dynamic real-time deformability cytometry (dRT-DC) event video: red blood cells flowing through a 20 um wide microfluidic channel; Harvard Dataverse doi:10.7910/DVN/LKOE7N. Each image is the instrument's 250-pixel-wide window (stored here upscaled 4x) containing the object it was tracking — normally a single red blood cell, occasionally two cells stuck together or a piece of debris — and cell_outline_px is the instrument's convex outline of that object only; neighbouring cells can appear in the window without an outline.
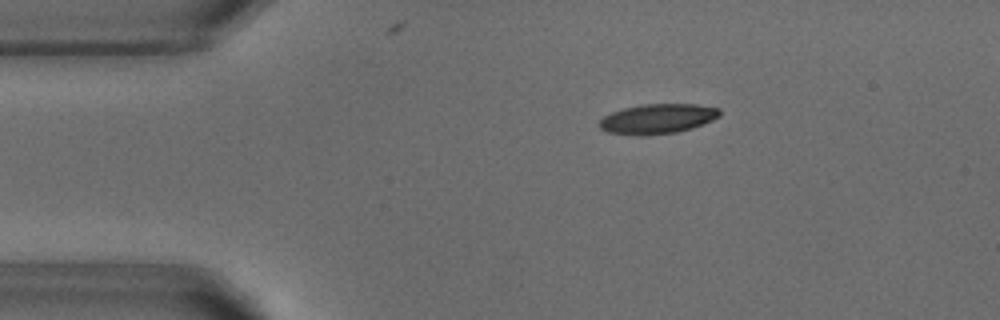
{"species": "common noctule bat (a hibernating species)", "species_latin": "Nyctalus noctula", "temperature_condition": "warm", "stored_images_in_passage": 6, "camera_frame_rate_fps": 3000, "um_per_image_px": 0.085, "animal": {"sex": "male", "body_mass_g": 18.8}, "frame": {"image": 1, "passage_image": 1, "time_ms": 0.0, "image_size_px": [1000, 320], "cell_outline_px": [[720, 116], [704, 124], [692, 128], [676, 132], [644, 136], [636, 136], [608, 132], [600, 128], [600, 120], [604, 116], [612, 112], [624, 108], [644, 104], [696, 104], [720, 108]], "centroid_in_image_um": [55.91, 10.1], "position_along_channel_um": 29.1, "area_um2": 20.98}}